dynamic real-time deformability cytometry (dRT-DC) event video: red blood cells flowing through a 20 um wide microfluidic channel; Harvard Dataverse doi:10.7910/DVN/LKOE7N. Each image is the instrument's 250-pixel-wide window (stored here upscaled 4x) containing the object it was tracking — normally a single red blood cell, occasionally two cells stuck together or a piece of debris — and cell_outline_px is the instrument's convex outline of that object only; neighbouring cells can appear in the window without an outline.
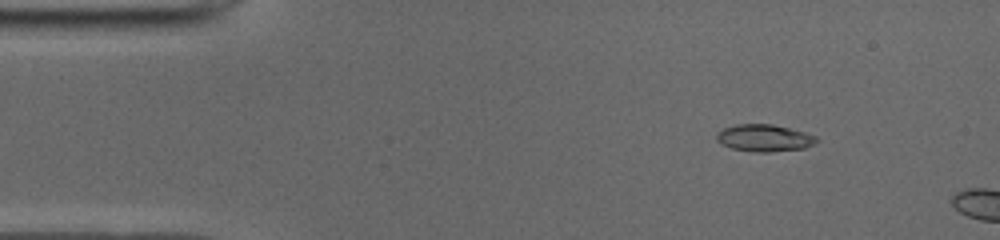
{"species": "common noctule bat (a hibernating species)", "species_latin": "Nyctalus noctula", "temperature_condition": "cold", "stored_images_in_passage": 9, "camera_frame_rate_fps": 3000, "um_per_image_px": 0.085, "animal": {"sex": "male", "body_mass_g": 19.0, "forearm_length_mm": 50.8}, "frame": {"image": 1, "passage_image": 6, "time_ms": 1.667, "image_size_px": [1000, 240], "cell_outline_px": [[820, 140], [804, 148], [768, 152], [756, 152], [732, 148], [720, 144], [716, 140], [716, 132], [724, 128], [736, 124], [772, 124], [804, 132], [816, 136]], "centroid_in_image_um": [64.93, 11.72], "position_along_channel_um": 20.1, "area_um2": 15.72}}